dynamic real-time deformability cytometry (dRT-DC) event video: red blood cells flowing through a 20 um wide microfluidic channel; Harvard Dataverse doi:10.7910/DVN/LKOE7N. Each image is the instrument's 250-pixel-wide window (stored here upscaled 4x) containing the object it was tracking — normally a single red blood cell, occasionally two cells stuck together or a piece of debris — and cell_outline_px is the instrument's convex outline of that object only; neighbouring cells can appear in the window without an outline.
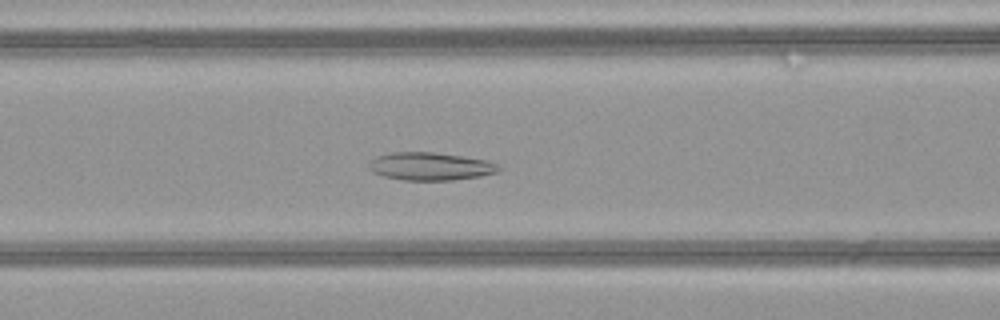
{"species": "common noctule bat (a hibernating species)", "species_latin": "Nyctalus noctula", "temperature_condition": "warm", "stored_images_in_passage": 51, "camera_frame_rate_fps": 3000, "um_per_image_px": 0.085, "animal": {"sex": "female", "body_mass_g": 21.9}, "frame": {"image": 1, "passage_image": 22, "time_ms": 7.0, "image_size_px": [1000, 320], "cell_outline_px": [[500, 172], [480, 176], [452, 180], [404, 180], [384, 176], [372, 172], [368, 168], [368, 164], [376, 156], [392, 152], [432, 152], [488, 160], [500, 164]], "centroid_in_image_um": [36.6, 14.14], "position_along_channel_um": 130.0, "area_um2": 21.15}}
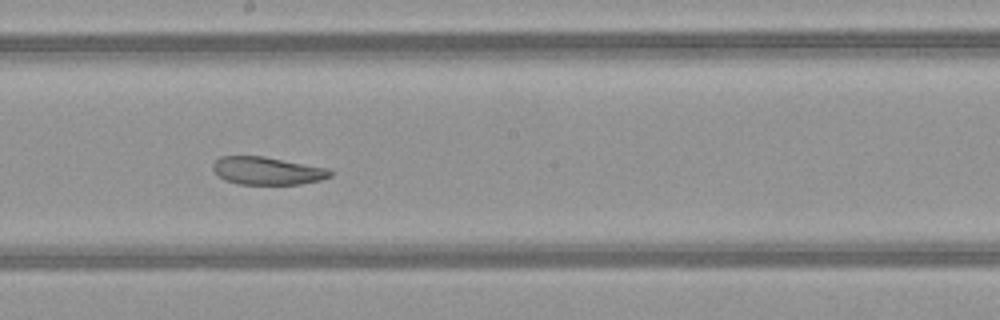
{"frame": {"image": 2, "passage_image": 29, "time_ms": 9.333, "image_size_px": [1000, 320], "cell_outline_px": [[332, 176], [320, 180], [300, 184], [240, 184], [224, 180], [212, 168], [212, 164], [220, 156], [264, 156], [328, 168], [332, 172]], "centroid_in_image_um": [22.72, 14.51], "position_along_channel_um": 225.5, "area_um2": 18.96}}
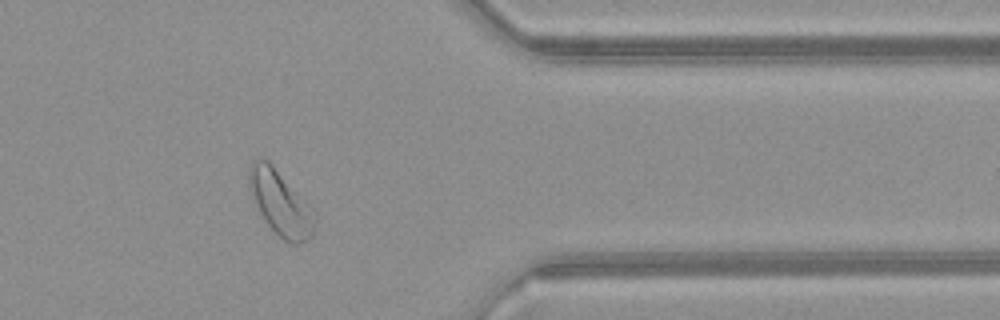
{"frame": {"image": 3, "passage_image": 42, "time_ms": 13.667, "image_size_px": [1000, 320], "cell_outline_px": [[316, 220], [312, 236], [308, 240], [300, 244], [292, 244], [284, 240], [268, 224], [260, 212], [248, 188], [248, 168], [252, 160], [256, 156], [260, 156], [268, 160], [272, 164], [316, 212]], "centroid_in_image_um": [23.83, 17.22], "position_along_channel_um": 387.6, "area_um2": 24.91}, "authors_computed_cell_mechanics": {"area_um2": 26.6458, "velocity_mm_per_s": 4.0881, "shape_relaxation_time_tau1_ms": null, "shape_relaxation_time_tau2_ms": 6.6977, "deformation_change_tau1": null, "deformation_change_tau2": 0.1555}}